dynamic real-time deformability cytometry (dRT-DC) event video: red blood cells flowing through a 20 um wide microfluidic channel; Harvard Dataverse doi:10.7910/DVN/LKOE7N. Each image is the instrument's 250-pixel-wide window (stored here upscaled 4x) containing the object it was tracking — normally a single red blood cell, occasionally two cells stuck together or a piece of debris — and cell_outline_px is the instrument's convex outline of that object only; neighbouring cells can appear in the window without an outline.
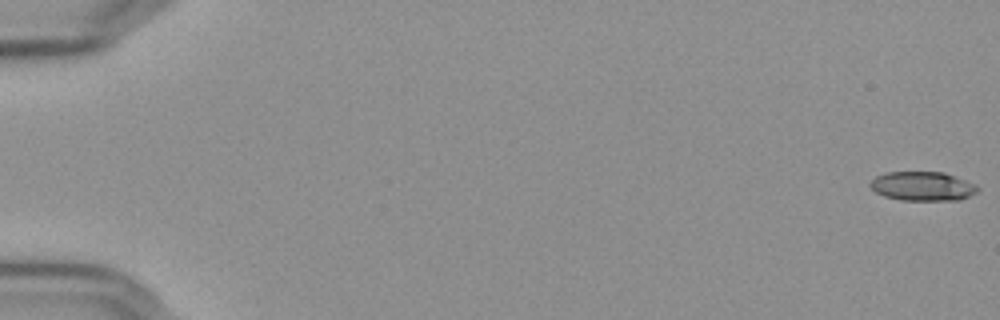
{"species": "Egyptian fruit bat (a non-hibernating species)", "species_latin": "Rousettus aegyptiacus", "temperature_condition": "cold", "stored_images_in_passage": 57, "camera_frame_rate_fps": 3000, "um_per_image_px": 0.085, "frame": {"image": 1, "passage_image": 1, "time_ms": 0.0, "image_size_px": [1000, 320], "cell_outline_px": [[980, 188], [976, 192], [960, 200], [900, 200], [884, 196], [876, 192], [868, 184], [876, 176], [884, 172], [944, 172], [956, 176], [976, 184]], "centroid_in_image_um": [78.42, 15.82], "position_along_channel_um": 6.6, "area_um2": 18.32}}
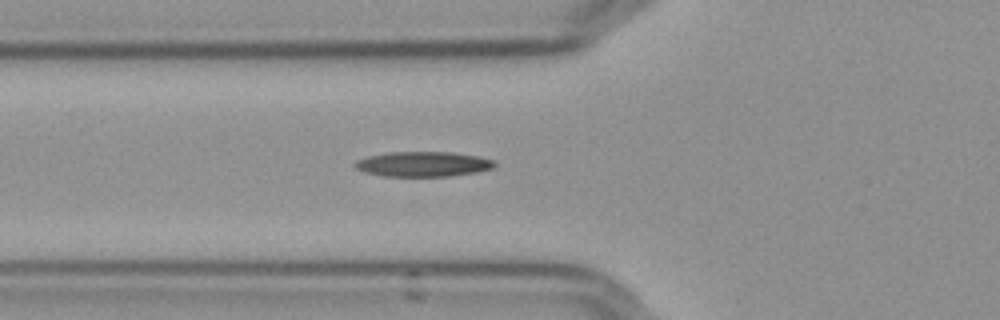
{"frame": {"image": 2, "passage_image": 22, "time_ms": 7.0, "image_size_px": [1000, 320], "cell_outline_px": [[496, 164], [492, 168], [476, 172], [448, 176], [384, 176], [364, 172], [356, 168], [352, 164], [356, 160], [368, 156], [388, 152], [452, 152], [480, 156], [496, 160]], "centroid_in_image_um": [35.96, 13.94], "position_along_channel_um": 89.8, "area_um2": 20.46}}
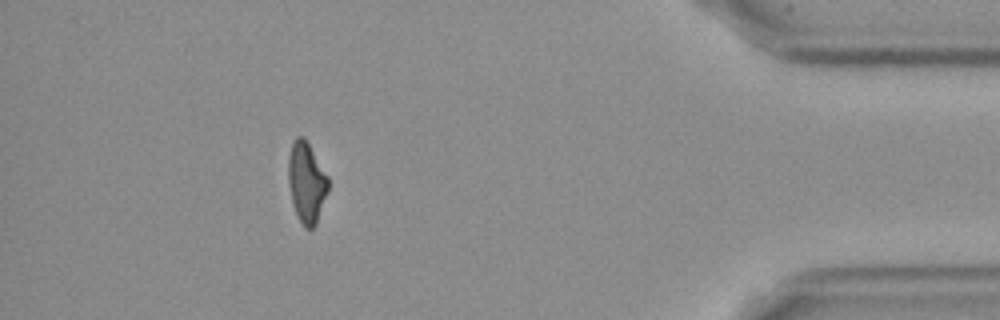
{"frame": {"image": 3, "passage_image": 52, "time_ms": 17.0, "image_size_px": [1000, 320], "cell_outline_px": [[328, 192], [316, 224], [312, 228], [304, 228], [296, 216], [292, 204], [288, 184], [288, 156], [292, 144], [296, 136], [304, 136], [328, 176]], "centroid_in_image_um": [26.04, 15.52], "position_along_channel_um": 409.2, "area_um2": 18.96}, "authors_computed_cell_mechanics": {"area_um2": 19.5942, "velocity_mm_per_s": 3.6389, "shape_relaxation_time_tau1_ms": 7.4393, "shape_relaxation_time_tau2_ms": 6.0631, "deformation_change_tau1": 0.1996, "deformation_change_tau2": 0.1582}}